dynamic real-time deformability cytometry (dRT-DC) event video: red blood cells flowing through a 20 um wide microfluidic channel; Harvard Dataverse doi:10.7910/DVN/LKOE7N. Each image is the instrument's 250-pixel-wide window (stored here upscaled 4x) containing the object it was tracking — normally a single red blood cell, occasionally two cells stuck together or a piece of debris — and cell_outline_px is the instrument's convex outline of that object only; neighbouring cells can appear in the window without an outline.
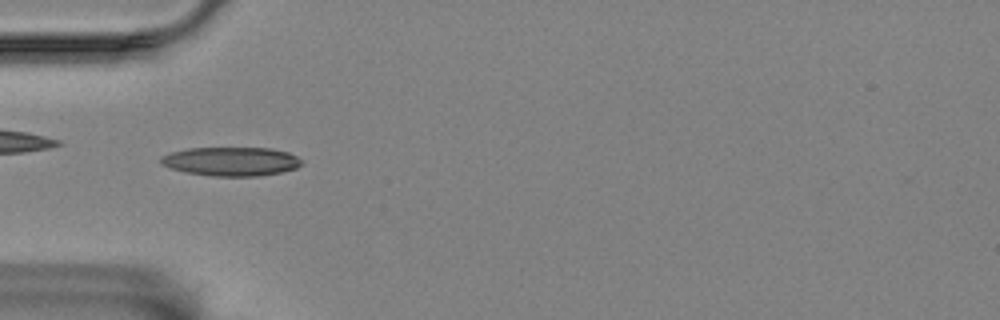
{"species": "Egyptian fruit bat (a non-hibernating species)", "species_latin": "Rousettus aegyptiacus", "temperature_condition": "room temperature", "stored_images_in_passage": 41, "camera_frame_rate_fps": 3000, "um_per_image_px": 0.085, "animal": {"sex": "female"}, "frame": {"image": 1, "passage_image": 2, "time_ms": 0.333, "image_size_px": [1000, 320], "cell_outline_px": [[304, 164], [296, 168], [280, 172], [260, 176], [212, 176], [184, 172], [168, 168], [160, 164], [160, 156], [172, 152], [188, 148], [272, 148], [288, 152], [304, 160]], "centroid_in_image_um": [19.65, 13.72], "position_along_channel_um": 65.4, "area_um2": 23.99}}
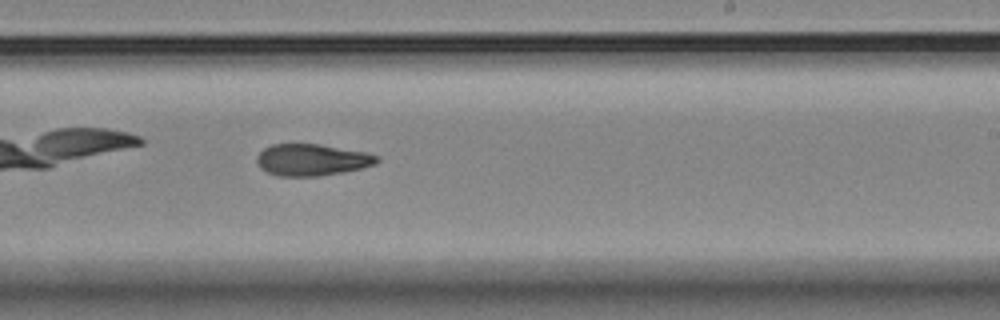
{"frame": {"image": 2, "passage_image": 19, "time_ms": 6.0, "image_size_px": [1000, 320], "cell_outline_px": [[380, 160], [376, 164], [360, 168], [340, 172], [316, 176], [280, 176], [268, 172], [260, 168], [256, 160], [256, 156], [264, 148], [272, 144], [320, 144], [364, 152], [380, 156]], "centroid_in_image_um": [26.5, 13.58], "position_along_channel_um": 262.5, "area_um2": 22.02}}
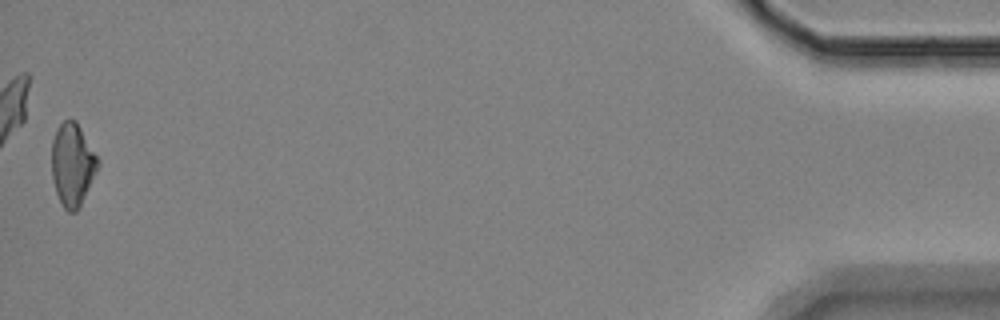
{"frame": {"image": 3, "passage_image": 41, "time_ms": 13.333, "image_size_px": [1000, 320], "cell_outline_px": [[100, 164], [76, 212], [68, 212], [64, 208], [56, 192], [52, 176], [52, 140], [56, 128], [64, 120], [76, 120], [100, 160]], "centroid_in_image_um": [6.16, 13.95], "position_along_channel_um": 429.0, "area_um2": 22.08}, "authors_computed_cell_mechanics": {"area_um2": 22.3686, "velocity_mm_per_s": 3.4755, "shape_relaxation_time_tau1_ms": null, "shape_relaxation_time_tau2_ms": 4.6189, "deformation_change_tau1": null, "deformation_change_tau2": 0.1119}}